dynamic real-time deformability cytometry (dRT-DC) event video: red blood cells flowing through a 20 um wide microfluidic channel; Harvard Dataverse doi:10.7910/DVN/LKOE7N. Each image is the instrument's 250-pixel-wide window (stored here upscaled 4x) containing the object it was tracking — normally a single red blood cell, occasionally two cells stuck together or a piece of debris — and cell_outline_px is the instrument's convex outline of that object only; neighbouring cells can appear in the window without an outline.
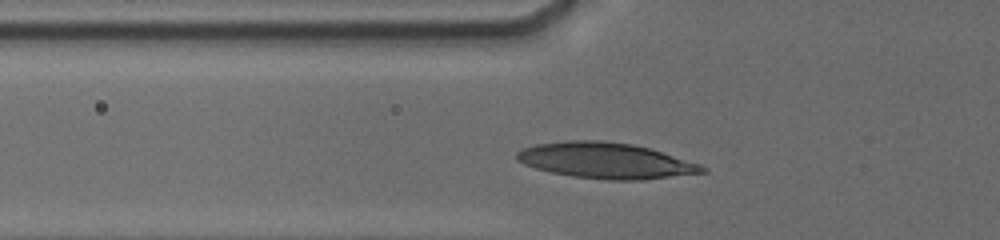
{"species": "human", "species_latin": "Homo sapiens", "temperature_condition": "cold", "stored_images_in_passage": 6, "camera_frame_rate_fps": 3000, "um_per_image_px": 0.085, "donor": {"sex": "male"}, "frame": {"image": 1, "passage_image": 6, "time_ms": 2.667, "image_size_px": [1000, 240], "cell_outline_px": [[708, 172], [640, 180], [608, 180], [572, 176], [552, 172], [536, 168], [524, 164], [516, 160], [516, 152], [524, 148], [536, 144], [572, 140], [600, 140], [632, 144], [648, 148], [700, 164], [708, 168]], "centroid_in_image_um": [51.48, 13.65], "position_along_channel_um": 74.3, "area_um2": 38.44}}